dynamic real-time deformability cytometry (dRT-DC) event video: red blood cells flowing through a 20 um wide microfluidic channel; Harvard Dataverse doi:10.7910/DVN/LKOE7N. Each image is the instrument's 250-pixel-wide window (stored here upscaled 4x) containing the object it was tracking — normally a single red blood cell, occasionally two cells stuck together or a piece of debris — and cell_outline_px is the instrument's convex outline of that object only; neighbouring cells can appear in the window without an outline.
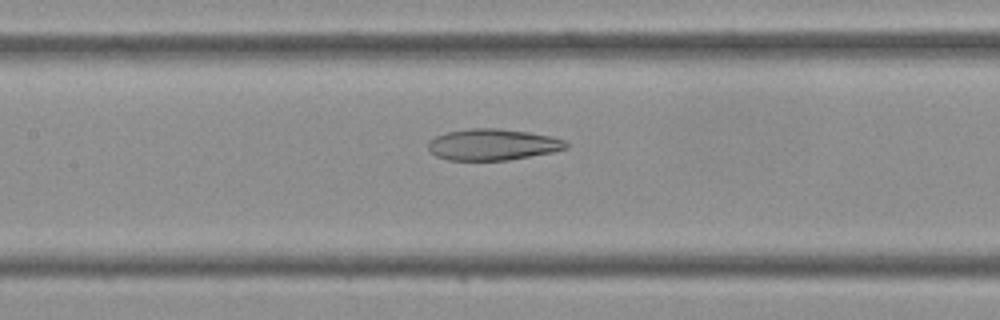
{"species": "Egyptian fruit bat (a non-hibernating species)", "species_latin": "Rousettus aegyptiacus", "temperature_condition": "cold", "stored_images_in_passage": 44, "camera_frame_rate_fps": 3000, "um_per_image_px": 0.085, "frame": {"image": 1, "passage_image": 20, "time_ms": 6.333, "image_size_px": [1000, 320], "cell_outline_px": [[568, 148], [552, 152], [508, 160], [448, 160], [436, 156], [428, 148], [428, 140], [436, 136], [448, 132], [468, 128], [500, 128], [528, 132], [552, 136], [564, 140], [568, 144]], "centroid_in_image_um": [41.88, 12.28], "position_along_channel_um": 165.5, "area_um2": 25.2}}
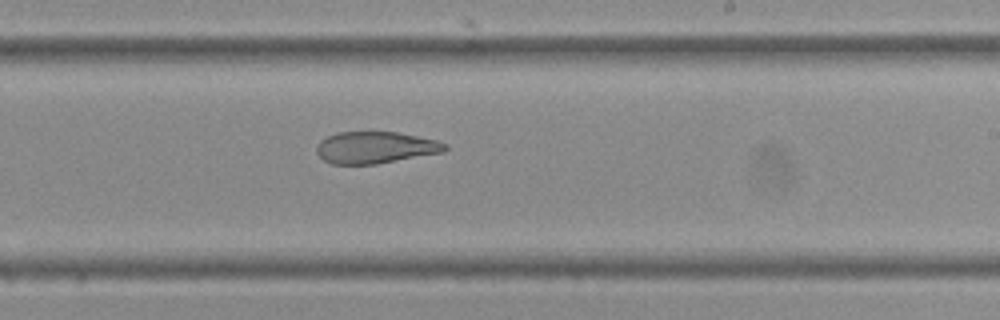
{"frame": {"image": 2, "passage_image": 26, "time_ms": 8.333, "image_size_px": [1000, 320], "cell_outline_px": [[448, 148], [444, 152], [376, 164], [332, 164], [324, 160], [316, 152], [316, 144], [320, 140], [328, 136], [340, 132], [396, 132], [436, 140], [448, 144]], "centroid_in_image_um": [31.9, 12.54], "position_along_channel_um": 257.1, "area_um2": 23.76}}
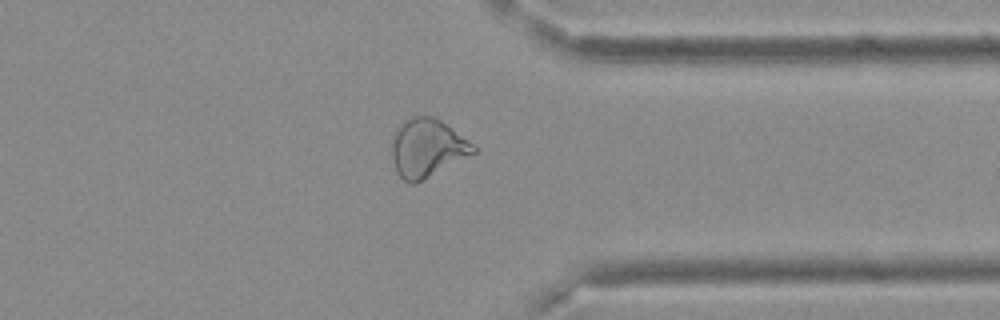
{"frame": {"image": 3, "passage_image": 34, "time_ms": 11.0, "image_size_px": [1000, 320], "cell_outline_px": [[476, 152], [416, 184], [408, 184], [396, 172], [392, 160], [392, 144], [396, 132], [404, 120], [412, 116], [432, 116], [440, 120], [476, 144]], "centroid_in_image_um": [36.32, 12.6], "position_along_channel_um": 375.1, "area_um2": 27.69}}